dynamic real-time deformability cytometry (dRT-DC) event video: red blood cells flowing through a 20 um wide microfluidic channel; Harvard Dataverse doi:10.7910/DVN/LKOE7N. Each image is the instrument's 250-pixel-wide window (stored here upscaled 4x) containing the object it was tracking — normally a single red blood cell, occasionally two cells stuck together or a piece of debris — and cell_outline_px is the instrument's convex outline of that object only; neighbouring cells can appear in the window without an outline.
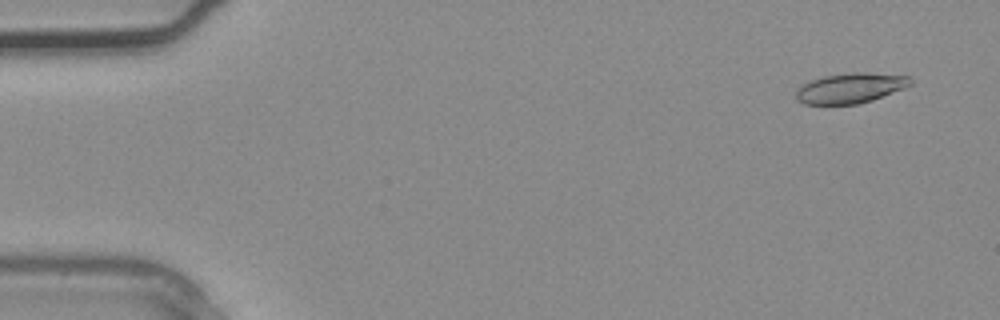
{"species": "common noctule bat (a hibernating species)", "species_latin": "Nyctalus noctula", "temperature_condition": "warm", "stored_images_in_passage": 3, "segment_of_instrument_passage": [2, 2], "camera_frame_rate_fps": 3000, "um_per_image_px": 0.085, "animal": {"sex": "male", "body_mass_g": 20.4}, "frame": {"image": 1, "passage_image": 3, "time_ms": 0.667, "image_size_px": [1000, 320], "cell_outline_px": [[912, 84], [904, 88], [872, 100], [860, 104], [804, 104], [796, 100], [796, 92], [804, 84], [812, 80], [824, 76], [852, 72], [868, 72], [908, 76], [912, 80]], "centroid_in_image_um": [72.3, 7.49], "position_along_channel_um": 12.7, "area_um2": 20.0}}